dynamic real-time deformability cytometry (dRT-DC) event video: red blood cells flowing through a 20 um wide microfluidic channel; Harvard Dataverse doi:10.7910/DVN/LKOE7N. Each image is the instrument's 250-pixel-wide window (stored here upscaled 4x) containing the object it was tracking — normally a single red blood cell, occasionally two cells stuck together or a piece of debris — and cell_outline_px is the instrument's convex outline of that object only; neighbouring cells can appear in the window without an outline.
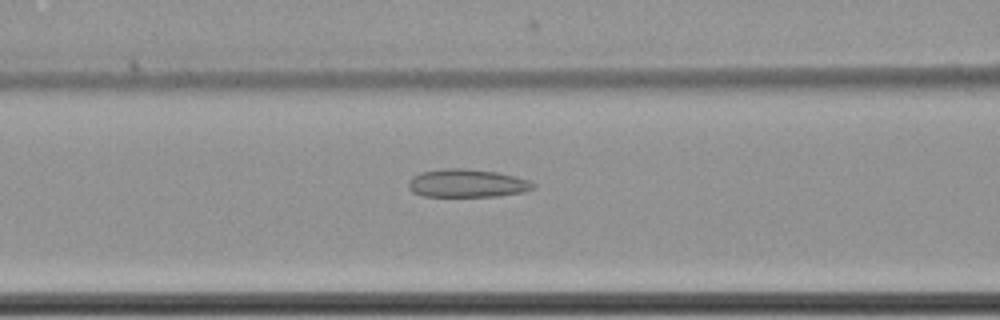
{"species": "common noctule bat (a hibernating species)", "species_latin": "Nyctalus noctula", "temperature_condition": "cold", "stored_images_in_passage": 54, "camera_frame_rate_fps": 3000, "um_per_image_px": 0.085, "animal": {"sex": "female", "body_mass_g": 22.7, "forearm_length_mm": 54.2}, "frame": {"image": 1, "passage_image": 20, "time_ms": 6.333, "image_size_px": [1000, 320], "cell_outline_px": [[536, 188], [524, 192], [496, 196], [424, 196], [412, 192], [408, 188], [408, 180], [412, 176], [420, 172], [448, 168], [464, 168], [496, 172], [516, 176], [528, 180], [536, 184]], "centroid_in_image_um": [39.7, 15.57], "position_along_channel_um": 126.9, "area_um2": 20.58}}
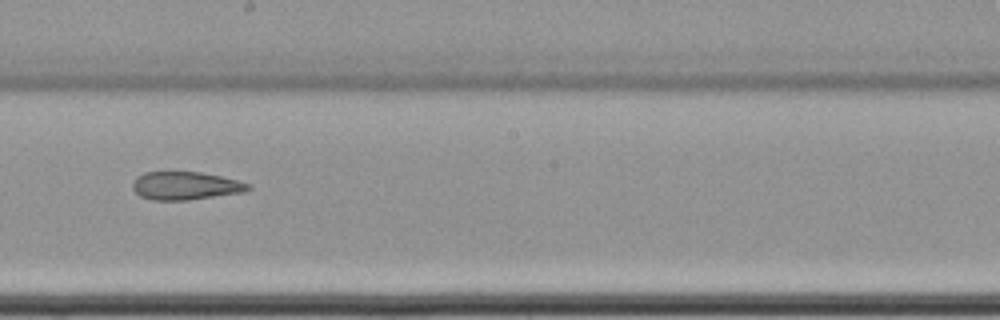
{"frame": {"image": 2, "passage_image": 29, "time_ms": 9.333, "image_size_px": [1000, 320], "cell_outline_px": [[252, 188], [244, 192], [188, 200], [152, 200], [140, 196], [132, 188], [132, 184], [136, 176], [144, 172], [200, 172], [220, 176], [252, 184]], "centroid_in_image_um": [15.76, 15.79], "position_along_channel_um": 232.4, "area_um2": 18.96}}
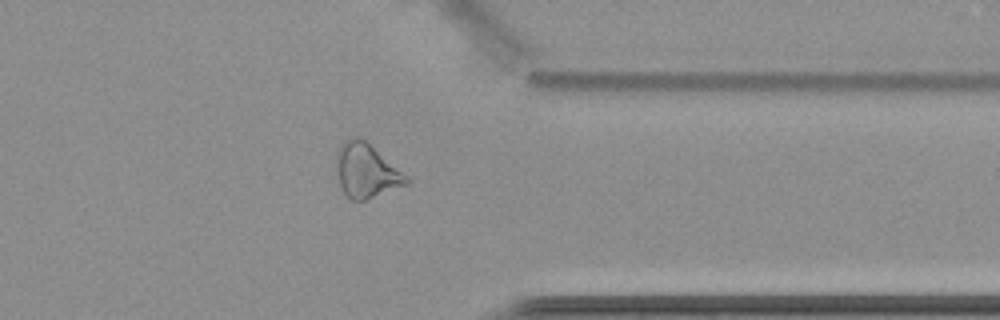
{"frame": {"image": 3, "passage_image": 42, "time_ms": 13.667, "image_size_px": [1000, 320], "cell_outline_px": [[412, 180], [408, 184], [364, 200], [352, 200], [340, 188], [336, 172], [336, 152], [340, 144], [344, 140], [352, 136], [360, 136], [408, 176]], "centroid_in_image_um": [31.11, 14.49], "position_along_channel_um": 380.3, "area_um2": 22.2}, "authors_computed_cell_mechanics": {"area_um2": 23.0044, "velocity_mm_per_s": 3.5251, "shape_relaxation_time_tau1_ms": null, "shape_relaxation_time_tau2_ms": 6.6973, "deformation_change_tau1": null, "deformation_change_tau2": 0.1667}}